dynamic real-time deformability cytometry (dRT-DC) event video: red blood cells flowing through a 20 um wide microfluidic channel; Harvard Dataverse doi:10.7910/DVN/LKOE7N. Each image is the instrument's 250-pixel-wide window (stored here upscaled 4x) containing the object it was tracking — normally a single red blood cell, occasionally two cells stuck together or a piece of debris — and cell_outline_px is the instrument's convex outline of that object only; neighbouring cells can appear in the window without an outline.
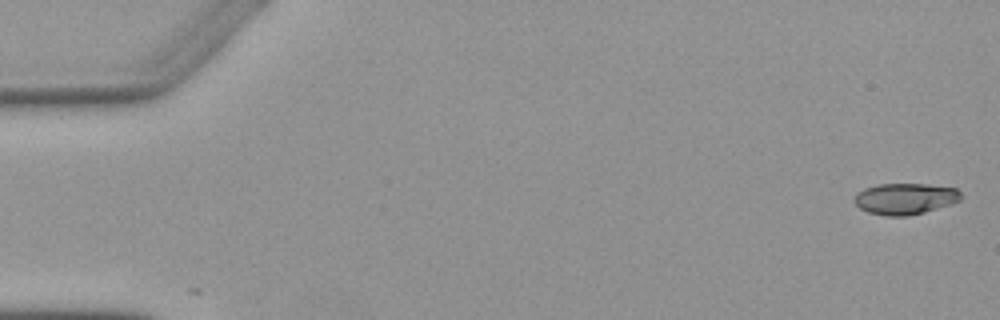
{"species": "Egyptian fruit bat (a non-hibernating species)", "species_latin": "Rousettus aegyptiacus", "temperature_condition": "warm", "stored_images_in_passage": 4, "camera_frame_rate_fps": 3000, "um_per_image_px": 0.085, "animal": {"sex": "female"}, "frame": {"image": 1, "passage_image": 1, "time_ms": 0.0, "image_size_px": [1000, 320], "cell_outline_px": [[964, 196], [960, 200], [952, 204], [924, 212], [908, 216], [884, 216], [868, 212], [860, 208], [852, 200], [856, 192], [864, 188], [876, 184], [928, 184], [956, 188]], "centroid_in_image_um": [76.92, 16.89], "position_along_channel_um": 8.1, "area_um2": 19.71}}
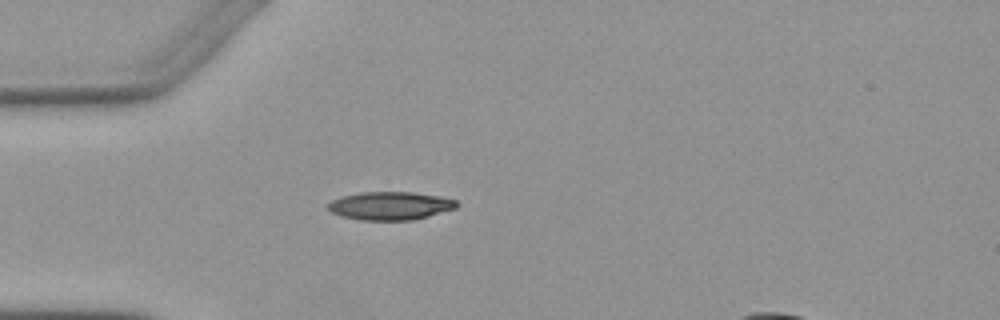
{"frame": {"image": 2, "passage_image": 4, "time_ms": 4.667, "image_size_px": [1000, 320], "cell_outline_px": [[460, 204], [456, 208], [428, 216], [412, 220], [360, 220], [340, 216], [332, 212], [328, 208], [328, 204], [332, 200], [344, 196], [360, 192], [412, 192], [440, 196], [456, 200]], "centroid_in_image_um": [33.19, 17.49], "position_along_channel_um": 51.8, "area_um2": 21.1}}